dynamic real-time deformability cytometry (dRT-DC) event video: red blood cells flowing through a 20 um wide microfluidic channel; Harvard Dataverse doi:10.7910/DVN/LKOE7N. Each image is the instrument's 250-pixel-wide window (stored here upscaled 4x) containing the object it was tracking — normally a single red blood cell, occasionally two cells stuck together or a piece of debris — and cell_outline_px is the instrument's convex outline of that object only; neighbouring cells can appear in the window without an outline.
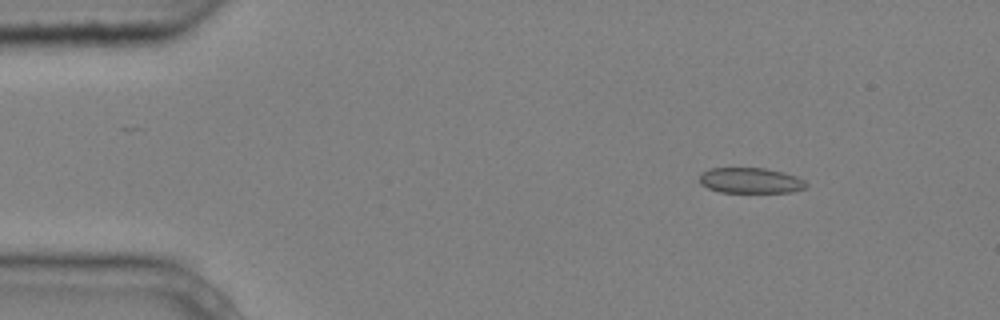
{"species": "common noctule bat (a hibernating species)", "species_latin": "Nyctalus noctula", "temperature_condition": "cold", "stored_images_in_passage": 4, "camera_frame_rate_fps": 3000, "um_per_image_px": 0.085, "animal": {"sex": "male", "body_mass_g": 20.4}, "frame": {"image": 1, "passage_image": 2, "time_ms": 0.333, "image_size_px": [1000, 320], "cell_outline_px": [[808, 184], [804, 188], [792, 192], [720, 192], [708, 188], [700, 184], [700, 176], [708, 168], [764, 168], [784, 172], [796, 176], [804, 180]], "centroid_in_image_um": [63.8, 15.34], "position_along_channel_um": 21.2, "area_um2": 15.84}}